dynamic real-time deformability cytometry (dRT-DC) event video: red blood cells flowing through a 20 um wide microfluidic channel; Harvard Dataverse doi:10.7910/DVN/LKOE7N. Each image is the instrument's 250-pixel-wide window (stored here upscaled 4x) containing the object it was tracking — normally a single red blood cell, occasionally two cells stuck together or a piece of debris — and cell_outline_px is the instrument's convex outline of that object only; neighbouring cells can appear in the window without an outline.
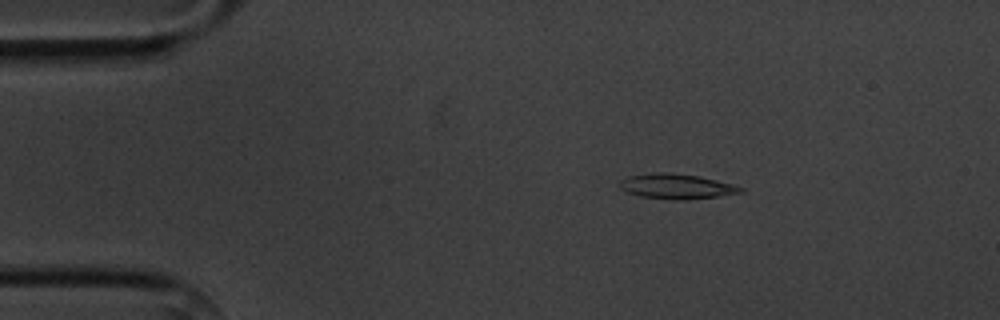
{"species": "common noctule bat (a hibernating species)", "species_latin": "Nyctalus noctula", "temperature_condition": "cold", "stored_images_in_passage": 4, "camera_frame_rate_fps": 3000, "um_per_image_px": 0.085, "animal": {"sex": "male", "body_mass_g": 20.1, "forearm_length_mm": 53.5}, "frame": {"image": 1, "passage_image": 2, "time_ms": 1.333, "image_size_px": [1000, 320], "cell_outline_px": [[744, 192], [720, 196], [684, 200], [676, 200], [640, 196], [628, 192], [620, 188], [620, 180], [628, 176], [656, 172], [668, 172], [700, 176], [732, 184], [744, 188]], "centroid_in_image_um": [57.52, 15.84], "position_along_channel_um": 27.5, "area_um2": 17.63}}